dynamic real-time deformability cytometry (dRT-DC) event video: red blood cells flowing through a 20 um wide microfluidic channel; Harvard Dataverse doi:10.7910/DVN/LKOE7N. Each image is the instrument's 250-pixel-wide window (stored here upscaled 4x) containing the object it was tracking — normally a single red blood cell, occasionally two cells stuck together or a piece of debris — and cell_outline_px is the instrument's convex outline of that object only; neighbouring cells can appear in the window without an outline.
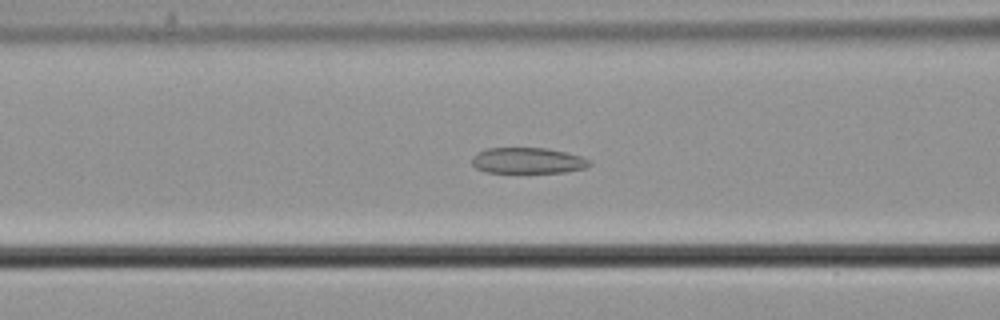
{"species": "common noctule bat (a hibernating species)", "species_latin": "Nyctalus noctula", "temperature_condition": "cold", "stored_images_in_passage": 57, "camera_frame_rate_fps": 3000, "um_per_image_px": 0.085, "animal": {"sex": "male", "body_mass_g": 21.5, "forearm_length_mm": 52.0}, "frame": {"image": 1, "passage_image": 24, "time_ms": 7.667, "image_size_px": [1000, 320], "cell_outline_px": [[592, 164], [584, 168], [564, 172], [484, 172], [476, 168], [472, 164], [472, 156], [476, 152], [484, 148], [544, 148], [564, 152], [580, 156], [588, 160]], "centroid_in_image_um": [44.79, 13.64], "position_along_channel_um": 121.8, "area_um2": 17.63}}
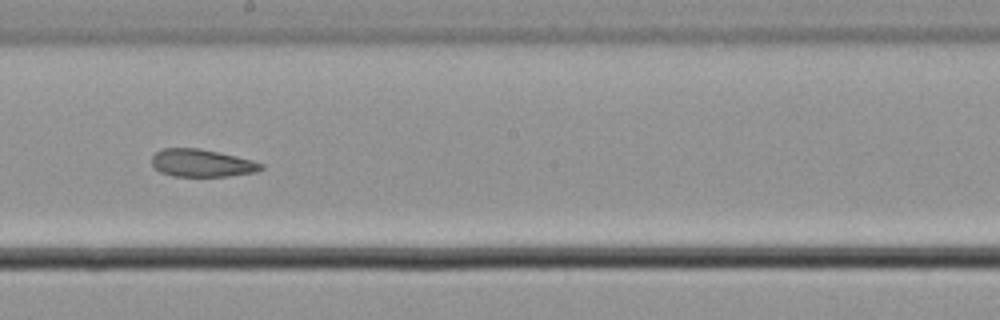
{"frame": {"image": 2, "passage_image": 33, "time_ms": 10.667, "image_size_px": [1000, 320], "cell_outline_px": [[264, 168], [256, 172], [228, 176], [172, 176], [160, 172], [152, 168], [152, 156], [156, 152], [164, 148], [200, 148], [236, 156], [252, 160], [264, 164]], "centroid_in_image_um": [17.14, 13.86], "position_along_channel_um": 231.1, "area_um2": 17.69}}
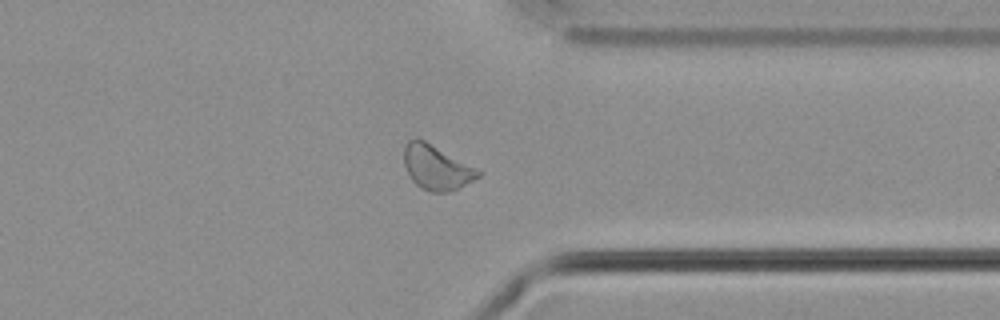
{"frame": {"image": 3, "passage_image": 45, "time_ms": 14.667, "image_size_px": [1000, 320], "cell_outline_px": [[484, 172], [480, 176], [452, 192], [428, 192], [420, 188], [412, 180], [404, 164], [404, 144], [408, 140], [424, 140]], "centroid_in_image_um": [37.11, 14.26], "position_along_channel_um": 374.3, "area_um2": 19.19}}